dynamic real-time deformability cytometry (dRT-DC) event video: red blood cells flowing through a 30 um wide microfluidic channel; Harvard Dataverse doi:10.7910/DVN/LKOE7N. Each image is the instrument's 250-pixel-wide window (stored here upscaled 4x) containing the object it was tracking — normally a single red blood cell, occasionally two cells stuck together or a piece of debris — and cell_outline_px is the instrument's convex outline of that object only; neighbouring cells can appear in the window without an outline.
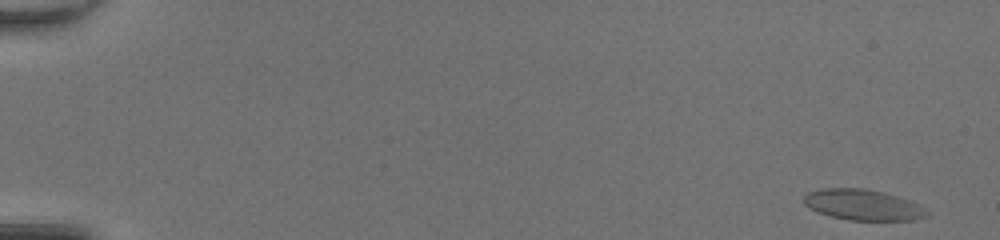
{"species": "common noctule bat (a hibernating species)", "species_latin": "Nyctalus noctula", "temperature_condition": "room temperature", "stored_images_in_passage": 50, "camera_frame_rate_fps": 3000, "um_per_image_px": 0.085, "animal": {"sex": "female", "body_mass_g": 20.0, "forearm_length_mm": 54.0}, "frame": {"image": 1, "passage_image": 1, "time_ms": 0.0, "image_size_px": [1000, 240], "cell_outline_px": [[928, 216], [912, 220], [848, 220], [828, 216], [808, 208], [804, 204], [804, 196], [808, 192], [820, 188], [864, 188], [884, 192], [908, 200], [924, 208], [928, 212]], "centroid_in_image_um": [73.29, 17.41], "position_along_channel_um": 11.7, "area_um2": 22.08}}
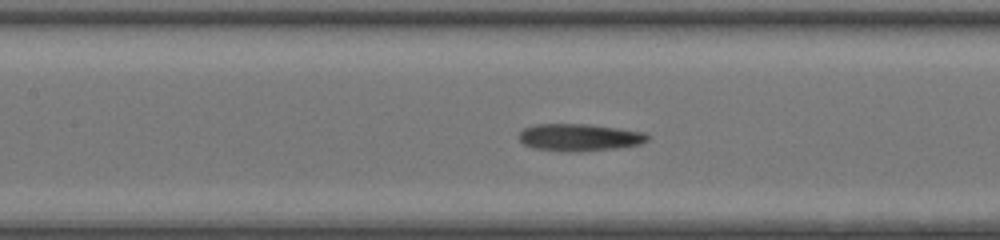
{"frame": {"image": 2, "passage_image": 24, "time_ms": 7.667, "image_size_px": [1000, 240], "cell_outline_px": [[652, 136], [648, 140], [640, 144], [616, 148], [532, 148], [524, 144], [520, 140], [520, 132], [524, 128], [536, 124], [588, 124], [620, 128], [644, 132]], "centroid_in_image_um": [49.32, 11.6], "position_along_channel_um": 158.1, "area_um2": 19.19}}
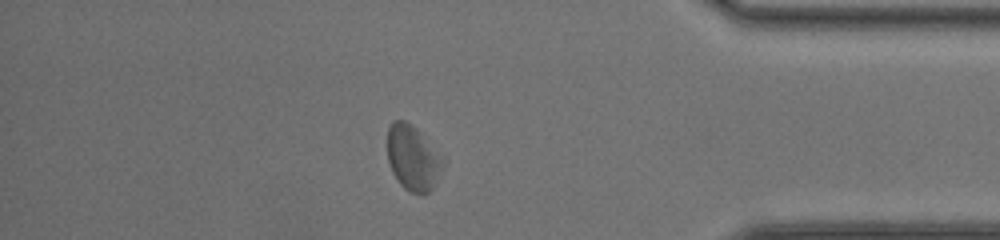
{"frame": {"image": 3, "passage_image": 43, "time_ms": 14.0, "image_size_px": [1000, 240], "cell_outline_px": [[444, 168], [432, 188], [424, 196], [420, 196], [408, 192], [400, 184], [392, 172], [388, 160], [388, 128], [392, 120], [404, 120], [416, 128], [444, 160]], "centroid_in_image_um": [35.09, 13.47], "position_along_channel_um": 400.1, "area_um2": 21.1}, "authors_computed_cell_mechanics": {"area_um2": 20.808, "velocity_mm_per_s": 4.2133, "shape_relaxation_time_tau1_ms": null, "shape_relaxation_time_tau2_ms": 3.6156, "deformation_change_tau1": null, "deformation_change_tau2": 0.1134}}